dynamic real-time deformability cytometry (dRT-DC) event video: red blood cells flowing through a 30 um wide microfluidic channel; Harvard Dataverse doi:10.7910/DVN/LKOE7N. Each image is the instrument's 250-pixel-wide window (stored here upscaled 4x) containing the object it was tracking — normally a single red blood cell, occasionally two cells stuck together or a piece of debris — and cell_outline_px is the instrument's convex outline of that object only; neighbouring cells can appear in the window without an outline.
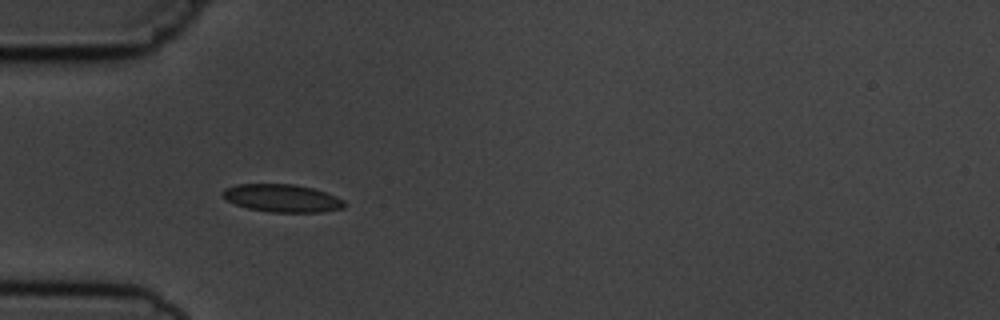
{"species": "common noctule bat (a hibernating species)", "species_latin": "Nyctalus noctula", "temperature_condition": "cold", "stored_images_in_passage": 8, "camera_frame_rate_fps": 3000, "um_per_image_px": 0.085, "animal": {"sex": "male", "body_mass_g": 19.5, "forearm_length_mm": 54.6}, "frame": {"image": 1, "passage_image": 5, "time_ms": 5.333, "image_size_px": [1000, 320], "cell_outline_px": [[348, 204], [344, 208], [320, 212], [268, 212], [248, 208], [236, 204], [220, 196], [220, 192], [224, 188], [236, 184], [292, 184], [312, 188], [336, 196], [344, 200]], "centroid_in_image_um": [23.96, 16.84], "position_along_channel_um": 61.0, "area_um2": 19.83}}
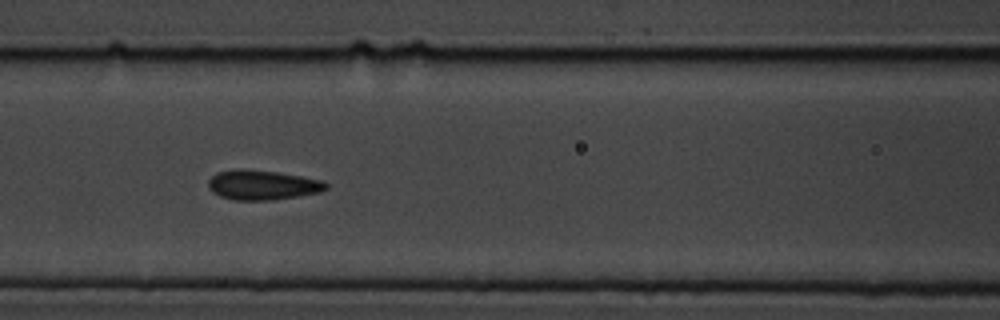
{"frame": {"image": 2, "passage_image": 7, "time_ms": 7.667, "image_size_px": [1000, 320], "cell_outline_px": [[328, 188], [320, 192], [272, 200], [232, 200], [220, 196], [212, 192], [208, 188], [208, 180], [216, 172], [236, 168], [244, 168], [276, 172], [324, 180], [328, 184]], "centroid_in_image_um": [22.27, 15.71], "position_along_channel_um": 144.3, "area_um2": 20.58}}
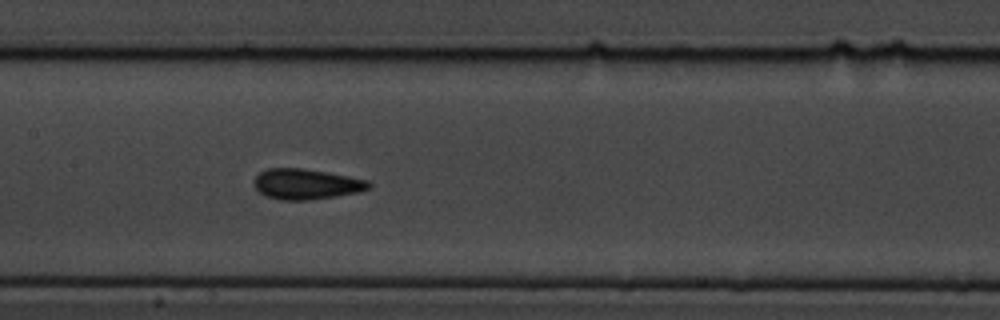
{"frame": {"image": 3, "passage_image": 8, "time_ms": 8.667, "image_size_px": [1000, 320], "cell_outline_px": [[372, 188], [360, 192], [336, 196], [308, 200], [280, 200], [264, 196], [256, 188], [252, 180], [260, 172], [268, 168], [304, 168], [328, 172], [368, 180], [372, 184]], "centroid_in_image_um": [26.04, 15.65], "position_along_channel_um": 181.4, "area_um2": 20.63}}